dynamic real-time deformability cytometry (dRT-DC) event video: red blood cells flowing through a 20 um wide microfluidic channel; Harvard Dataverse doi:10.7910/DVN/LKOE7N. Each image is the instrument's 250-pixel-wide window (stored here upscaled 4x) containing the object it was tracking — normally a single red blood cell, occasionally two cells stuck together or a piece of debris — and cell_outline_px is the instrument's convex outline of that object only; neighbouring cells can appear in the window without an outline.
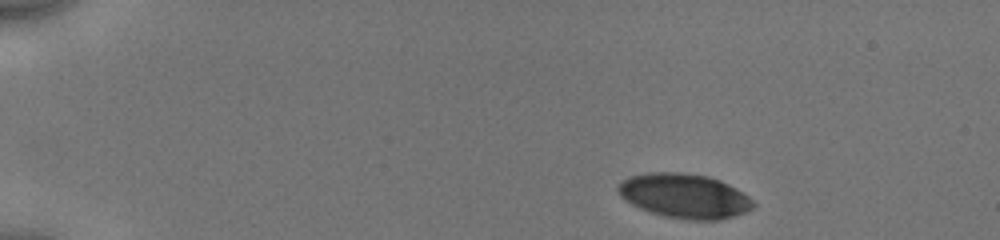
{"species": "human", "species_latin": "Homo sapiens", "temperature_condition": "cold", "stored_images_in_passage": 7, "camera_frame_rate_fps": 3000, "um_per_image_px": 0.085, "donor": {"sex": "male"}, "frame": {"image": 1, "passage_image": 1, "time_ms": 0.0, "image_size_px": [1000, 240], "cell_outline_px": [[756, 204], [752, 208], [744, 212], [720, 220], [688, 220], [664, 216], [640, 208], [624, 200], [620, 196], [616, 188], [628, 176], [648, 172], [680, 172], [708, 176], [720, 180], [736, 188], [748, 196]], "centroid_in_image_um": [58.17, 16.65], "position_along_channel_um": 26.8, "area_um2": 35.03}}
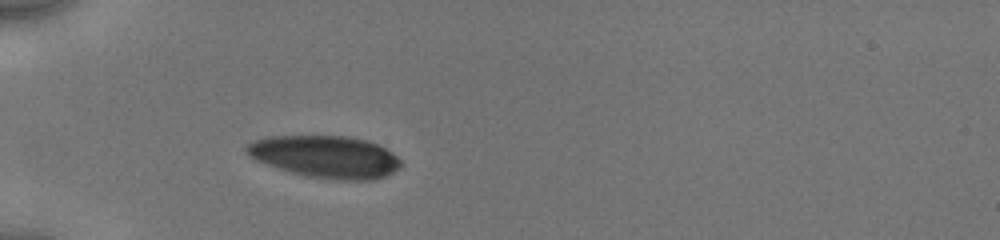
{"frame": {"image": 2, "passage_image": 4, "time_ms": 3.0, "image_size_px": [1000, 240], "cell_outline_px": [[400, 168], [384, 176], [372, 180], [336, 180], [308, 176], [292, 172], [256, 160], [248, 156], [244, 148], [248, 144], [256, 140], [268, 136], [348, 136], [368, 140], [392, 152], [400, 160]], "centroid_in_image_um": [27.67, 13.31], "position_along_channel_um": 57.3, "area_um2": 37.69}}
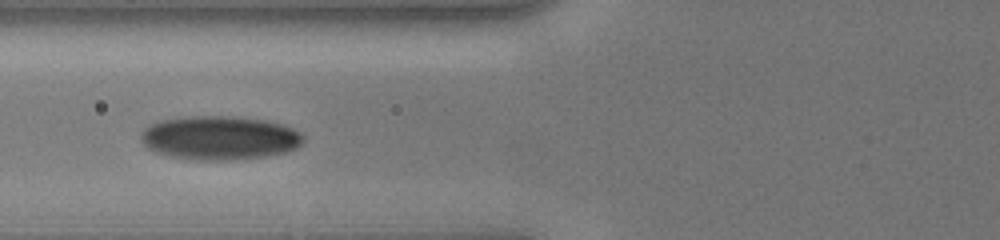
{"frame": {"image": 3, "passage_image": 6, "time_ms": 4.667, "image_size_px": [1000, 240], "cell_outline_px": [[304, 140], [296, 148], [284, 152], [264, 156], [236, 160], [200, 160], [172, 156], [156, 152], [148, 148], [144, 144], [140, 136], [144, 128], [148, 124], [160, 120], [192, 116], [232, 116], [268, 120], [292, 128], [300, 132], [304, 136]], "centroid_in_image_um": [18.66, 11.71], "position_along_channel_um": 107.1, "area_um2": 41.44}}